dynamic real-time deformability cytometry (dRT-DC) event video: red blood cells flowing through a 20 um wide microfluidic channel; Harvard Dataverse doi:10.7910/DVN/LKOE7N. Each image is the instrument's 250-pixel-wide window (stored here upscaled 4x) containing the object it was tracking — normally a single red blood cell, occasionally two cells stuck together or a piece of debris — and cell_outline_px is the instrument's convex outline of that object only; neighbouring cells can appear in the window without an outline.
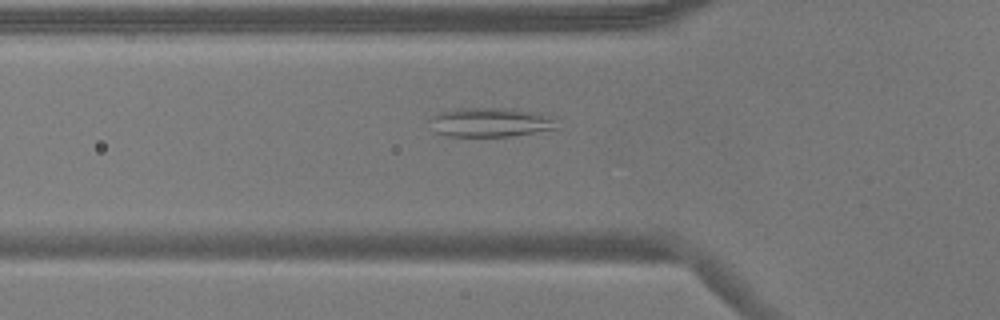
{"species": "common noctule bat (a hibernating species)", "species_latin": "Nyctalus noctula", "temperature_condition": "warm", "stored_images_in_passage": 39, "segment_of_instrument_passage": [1, 2], "camera_frame_rate_fps": 3000, "um_per_image_px": 0.085, "animal": {"sex": "male", "body_mass_g": 17.9}, "frame": {"image": 1, "passage_image": 9, "time_ms": 2.667, "image_size_px": [1000, 320], "cell_outline_px": [[560, 128], [508, 136], [448, 136], [436, 132], [428, 120], [432, 116], [440, 112], [456, 108], [504, 108], [540, 116], [556, 120]], "centroid_in_image_um": [41.56, 10.41], "position_along_channel_um": 84.2, "area_um2": 20.92}}
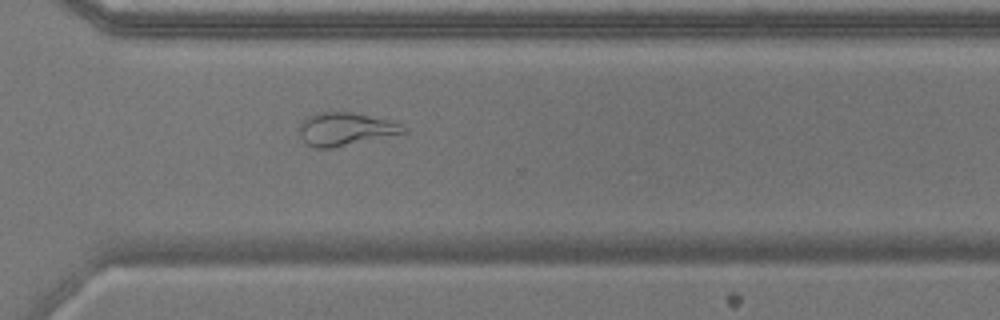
{"frame": {"image": 2, "passage_image": 30, "time_ms": 9.667, "image_size_px": [1000, 320], "cell_outline_px": [[408, 132], [332, 148], [316, 148], [308, 144], [300, 136], [300, 124], [308, 116], [316, 112], [352, 112], [388, 120], [400, 124], [408, 128]], "centroid_in_image_um": [29.37, 10.97], "position_along_channel_um": 341.2, "area_um2": 19.83}}
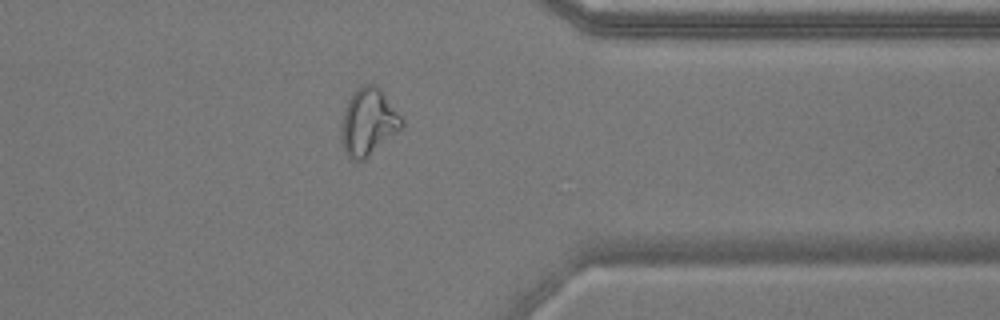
{"frame": {"image": 3, "passage_image": 34, "time_ms": 11.0, "image_size_px": [1000, 320], "cell_outline_px": [[404, 128], [364, 160], [352, 160], [348, 156], [344, 148], [340, 132], [340, 128], [344, 112], [348, 100], [352, 92], [360, 84], [376, 84], [380, 88], [404, 120]], "centroid_in_image_um": [31.33, 10.36], "position_along_channel_um": 380.1, "area_um2": 23.87}}